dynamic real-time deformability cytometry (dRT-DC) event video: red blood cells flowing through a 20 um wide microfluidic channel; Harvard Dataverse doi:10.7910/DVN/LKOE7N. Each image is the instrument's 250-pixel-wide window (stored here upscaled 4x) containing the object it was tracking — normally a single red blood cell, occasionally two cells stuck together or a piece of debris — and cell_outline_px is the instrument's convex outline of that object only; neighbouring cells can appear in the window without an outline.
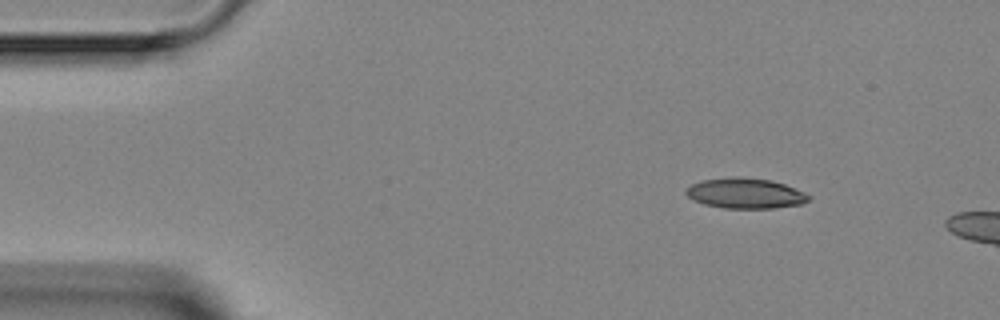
{"species": "Egyptian fruit bat (a non-hibernating species)", "species_latin": "Rousettus aegyptiacus", "temperature_condition": "room temperature", "stored_images_in_passage": 3, "camera_frame_rate_fps": 3000, "um_per_image_px": 0.085, "animal": {"sex": "female"}, "frame": {"image": 1, "passage_image": 1, "time_ms": 0.0, "image_size_px": [1000, 320], "cell_outline_px": [[812, 200], [800, 204], [776, 208], [724, 208], [704, 204], [692, 200], [684, 192], [684, 188], [692, 184], [704, 180], [736, 176], [772, 180], [784, 184], [804, 192], [812, 196]], "centroid_in_image_um": [63.36, 16.43], "position_along_channel_um": 21.6, "area_um2": 21.85}}